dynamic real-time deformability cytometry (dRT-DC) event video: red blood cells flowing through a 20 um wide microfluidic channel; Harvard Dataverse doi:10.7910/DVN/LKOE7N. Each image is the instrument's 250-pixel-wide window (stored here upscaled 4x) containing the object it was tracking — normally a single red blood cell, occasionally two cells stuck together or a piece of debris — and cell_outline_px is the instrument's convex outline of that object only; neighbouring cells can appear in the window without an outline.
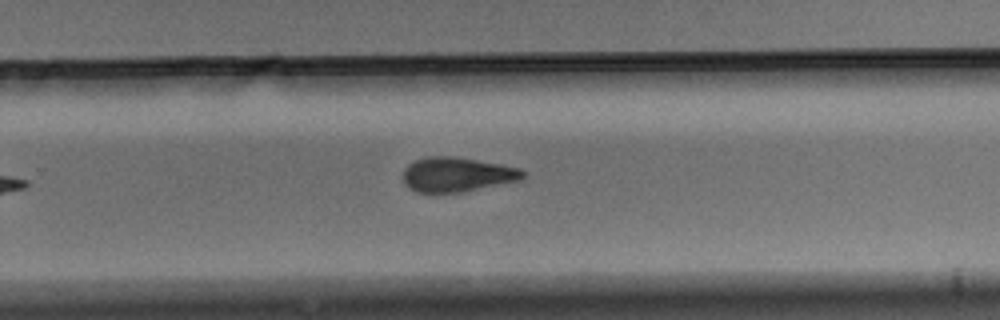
{"species": "Egyptian fruit bat (a non-hibernating species)", "species_latin": "Rousettus aegyptiacus", "temperature_condition": "warm", "stored_images_in_passage": 8, "segment_of_instrument_passage": [1, 2], "camera_frame_rate_fps": 3000, "um_per_image_px": 0.085, "animal": {"sex": "male"}, "frame": {"image": 1, "passage_image": 7, "time_ms": 2.0, "image_size_px": [1000, 320], "cell_outline_px": [[524, 176], [520, 180], [460, 192], [416, 192], [404, 184], [404, 168], [408, 164], [416, 160], [428, 156], [452, 156], [500, 164], [520, 168], [524, 172]], "centroid_in_image_um": [38.82, 14.83], "position_along_channel_um": 291.0, "area_um2": 23.81}}